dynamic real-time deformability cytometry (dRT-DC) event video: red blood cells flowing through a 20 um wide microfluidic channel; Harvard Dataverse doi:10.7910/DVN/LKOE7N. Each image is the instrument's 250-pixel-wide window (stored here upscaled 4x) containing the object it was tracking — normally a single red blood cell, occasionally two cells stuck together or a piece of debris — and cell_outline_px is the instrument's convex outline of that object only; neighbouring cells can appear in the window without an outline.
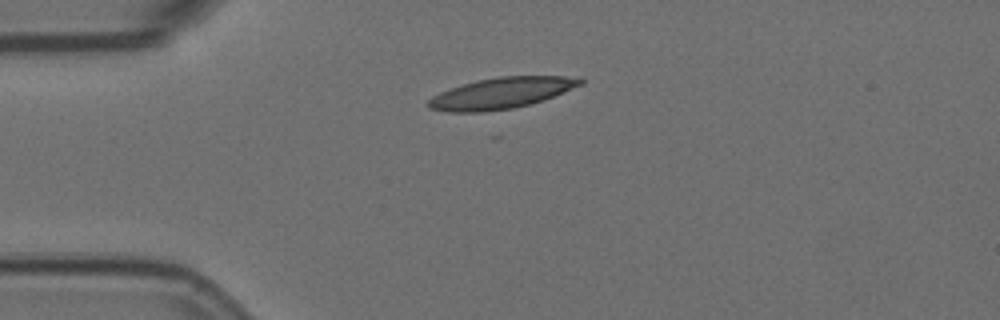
{"species": "Egyptian fruit bat (a non-hibernating species)", "species_latin": "Rousettus aegyptiacus", "temperature_condition": "room temperature", "stored_images_in_passage": 3, "camera_frame_rate_fps": 3000, "um_per_image_px": 0.085, "animal": {"sex": "female"}, "frame": {"image": 1, "passage_image": 3, "time_ms": 0.667, "image_size_px": [1000, 320], "cell_outline_px": [[584, 84], [564, 92], [528, 104], [512, 108], [484, 112], [448, 112], [428, 108], [428, 100], [432, 96], [440, 92], [476, 80], [496, 76], [580, 76], [584, 80]], "centroid_in_image_um": [42.63, 7.9], "position_along_channel_um": 42.4, "area_um2": 27.46}}